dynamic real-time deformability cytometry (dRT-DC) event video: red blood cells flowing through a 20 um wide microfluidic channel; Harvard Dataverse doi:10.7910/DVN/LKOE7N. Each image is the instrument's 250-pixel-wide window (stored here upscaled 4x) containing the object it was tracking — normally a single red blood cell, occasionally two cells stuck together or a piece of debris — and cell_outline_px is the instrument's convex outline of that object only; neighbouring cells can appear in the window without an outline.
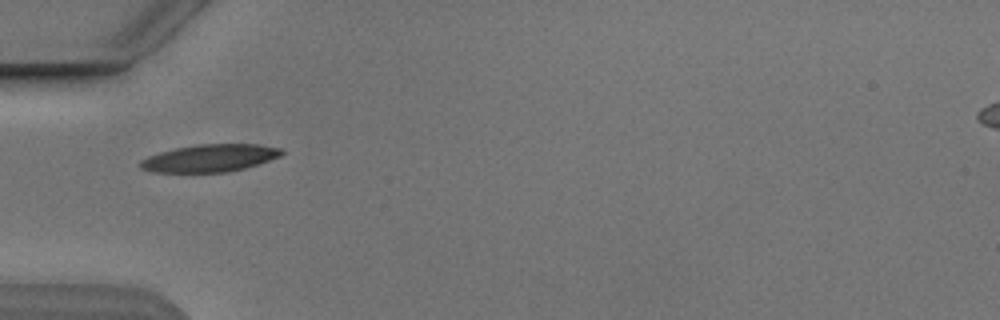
{"species": "Egyptian fruit bat (a non-hibernating species)", "species_latin": "Rousettus aegyptiacus", "temperature_condition": "cold", "stored_images_in_passage": 10, "camera_frame_rate_fps": 3000, "um_per_image_px": 0.085, "animal": {"sex": "male"}, "frame": {"image": 1, "passage_image": 5, "time_ms": 5.667, "image_size_px": [1000, 320], "cell_outline_px": [[284, 152], [280, 156], [244, 168], [224, 172], [152, 172], [140, 168], [140, 160], [148, 156], [160, 152], [176, 148], [196, 144], [260, 144], [280, 148]], "centroid_in_image_um": [17.81, 13.43], "position_along_channel_um": 67.2, "area_um2": 22.43}}
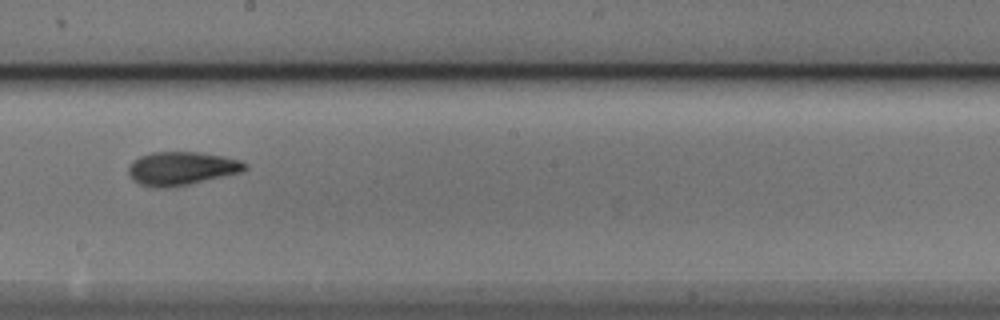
{"frame": {"image": 2, "passage_image": 9, "time_ms": 10.0, "image_size_px": [1000, 320], "cell_outline_px": [[248, 168], [244, 172], [188, 184], [168, 188], [152, 188], [140, 184], [132, 180], [128, 172], [128, 168], [132, 160], [140, 156], [152, 152], [200, 152], [224, 156], [240, 160], [248, 164]], "centroid_in_image_um": [15.44, 14.32], "position_along_channel_um": 232.8, "area_um2": 23.0}}
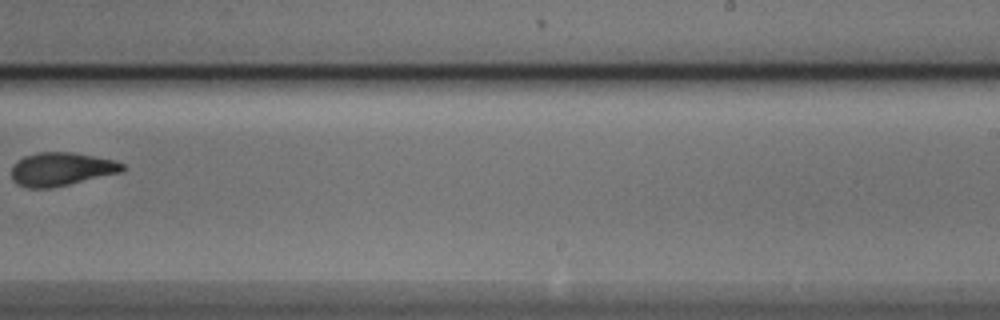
{"frame": {"image": 3, "passage_image": 10, "time_ms": 11.333, "image_size_px": [1000, 320], "cell_outline_px": [[128, 168], [124, 172], [52, 188], [28, 188], [16, 184], [12, 180], [12, 164], [16, 160], [24, 156], [40, 152], [72, 152], [112, 160], [124, 164]], "centroid_in_image_um": [5.21, 14.38], "position_along_channel_um": 283.8, "area_um2": 21.85}}